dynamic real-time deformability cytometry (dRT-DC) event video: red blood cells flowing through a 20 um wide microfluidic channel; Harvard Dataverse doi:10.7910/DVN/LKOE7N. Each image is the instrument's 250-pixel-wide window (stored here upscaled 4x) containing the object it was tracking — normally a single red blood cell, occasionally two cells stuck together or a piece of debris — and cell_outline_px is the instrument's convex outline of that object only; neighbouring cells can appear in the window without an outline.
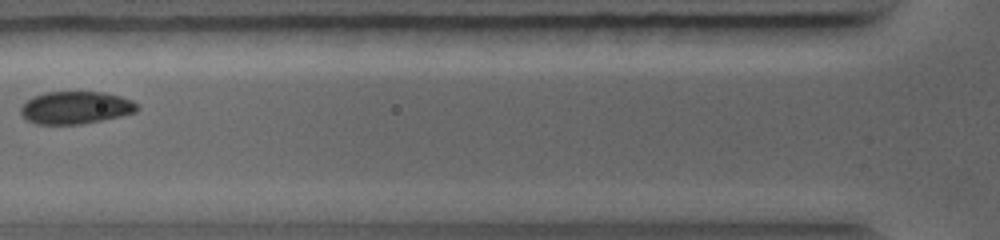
{"species": "common noctule bat (a hibernating species)", "species_latin": "Nyctalus noctula", "temperature_condition": "warm", "stored_images_in_passage": 24, "camera_frame_rate_fps": 5000, "um_per_image_px": 0.085, "animal": {"sex": "female", "body_mass_g": 19.0, "forearm_length_mm": 56.7}, "frame": {"image": 1, "passage_image": 7, "time_ms": 3.4, "image_size_px": [1000, 240], "cell_outline_px": [[140, 108], [136, 112], [100, 120], [80, 124], [36, 124], [28, 120], [20, 112], [20, 108], [32, 96], [44, 92], [104, 92], [120, 96], [132, 100]], "centroid_in_image_um": [6.42, 9.14], "position_along_channel_um": 119.4, "area_um2": 21.91}}
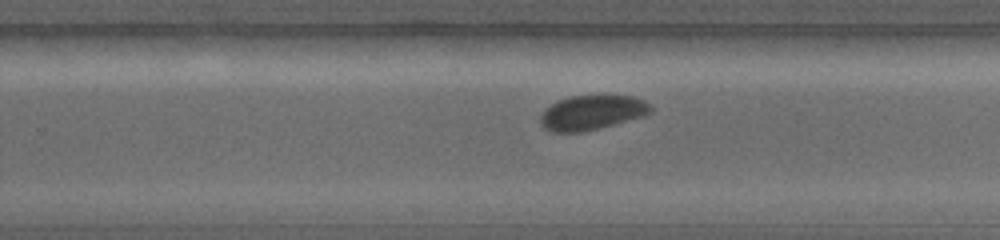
{"frame": {"image": 2, "passage_image": 14, "time_ms": 6.6, "image_size_px": [1000, 240], "cell_outline_px": [[652, 112], [644, 116], [580, 132], [552, 132], [544, 128], [540, 124], [540, 116], [556, 100], [568, 96], [632, 96], [644, 100], [652, 104]], "centroid_in_image_um": [50.32, 9.56], "position_along_channel_um": 279.5, "area_um2": 22.02}}
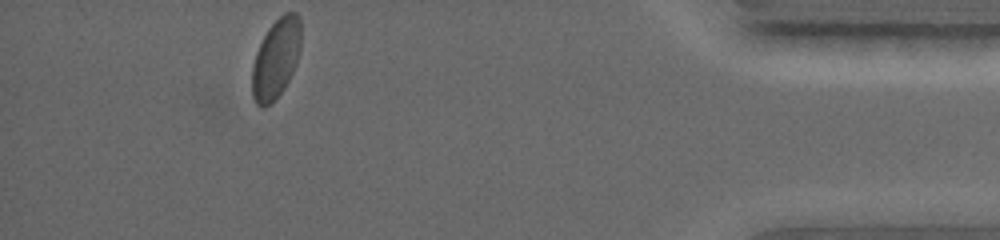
{"frame": {"image": 3, "passage_image": 24, "time_ms": 10.4, "image_size_px": [1000, 240], "cell_outline_px": [[300, 52], [296, 64], [284, 88], [264, 108], [256, 104], [252, 96], [252, 68], [256, 52], [268, 28], [284, 12], [296, 12], [300, 16]], "centroid_in_image_um": [23.46, 4.95], "position_along_channel_um": 411.7, "area_um2": 22.48}}